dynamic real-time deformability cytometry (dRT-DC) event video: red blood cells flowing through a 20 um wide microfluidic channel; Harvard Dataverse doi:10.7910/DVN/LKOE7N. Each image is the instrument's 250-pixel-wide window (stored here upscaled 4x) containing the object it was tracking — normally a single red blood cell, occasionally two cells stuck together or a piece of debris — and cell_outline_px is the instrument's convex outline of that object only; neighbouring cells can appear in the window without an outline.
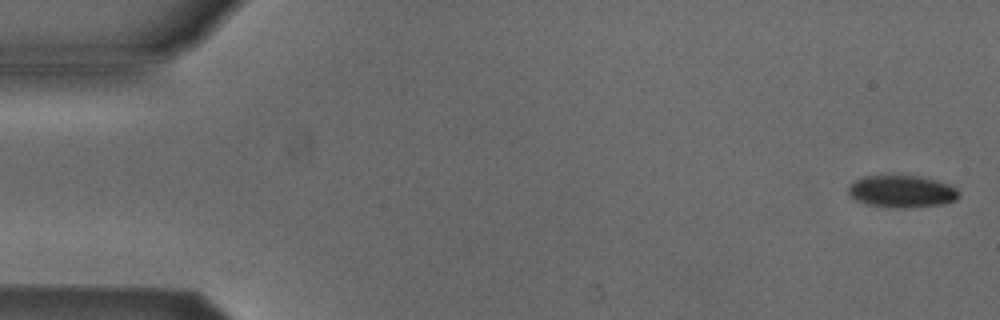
{"species": "Egyptian fruit bat (a non-hibernating species)", "species_latin": "Rousettus aegyptiacus", "temperature_condition": "cold", "stored_images_in_passage": 2, "camera_frame_rate_fps": 3000, "um_per_image_px": 0.085, "animal": {"sex": "male"}, "frame": {"image": 1, "passage_image": 2, "time_ms": 0.333, "image_size_px": [1000, 320], "cell_outline_px": [[960, 196], [956, 200], [944, 204], [908, 208], [896, 208], [868, 204], [856, 200], [848, 192], [848, 188], [856, 180], [864, 176], [920, 176], [936, 180], [948, 184], [956, 188], [960, 192]], "centroid_in_image_um": [76.71, 16.28], "position_along_channel_um": 8.3, "area_um2": 20.63}}